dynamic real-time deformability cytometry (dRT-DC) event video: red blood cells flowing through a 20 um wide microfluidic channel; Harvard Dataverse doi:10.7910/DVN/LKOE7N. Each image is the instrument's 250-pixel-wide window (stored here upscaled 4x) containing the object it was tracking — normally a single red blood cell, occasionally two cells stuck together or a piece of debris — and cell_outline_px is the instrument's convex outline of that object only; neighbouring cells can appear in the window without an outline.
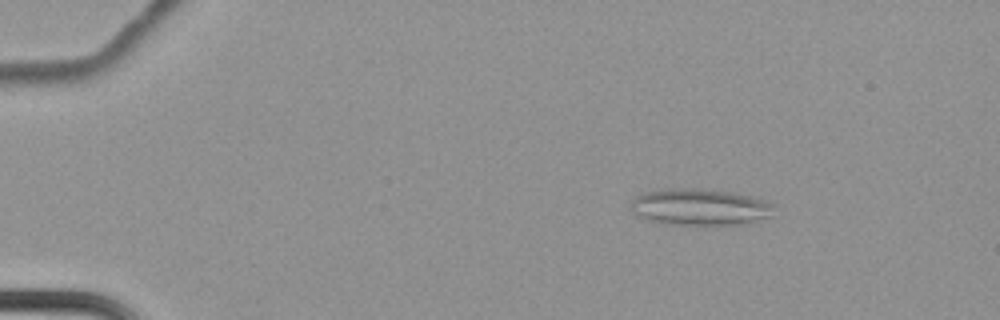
{"species": "common noctule bat (a hibernating species)", "species_latin": "Nyctalus noctula", "temperature_condition": "cold", "stored_images_in_passage": 66, "camera_frame_rate_fps": 3000, "um_per_image_px": 0.085, "animal": {"sex": "female", "body_mass_g": 22.7, "forearm_length_mm": 54.2}, "frame": {"image": 1, "passage_image": 13, "time_ms": 4.0, "image_size_px": [1000, 320], "cell_outline_px": [[776, 204], [772, 216], [740, 224], [668, 224], [648, 220], [636, 216], [628, 208], [632, 200], [640, 192], [664, 188], [700, 188], [732, 192], [764, 200]], "centroid_in_image_um": [59.43, 17.58], "position_along_channel_um": 25.6, "area_um2": 30.87}}
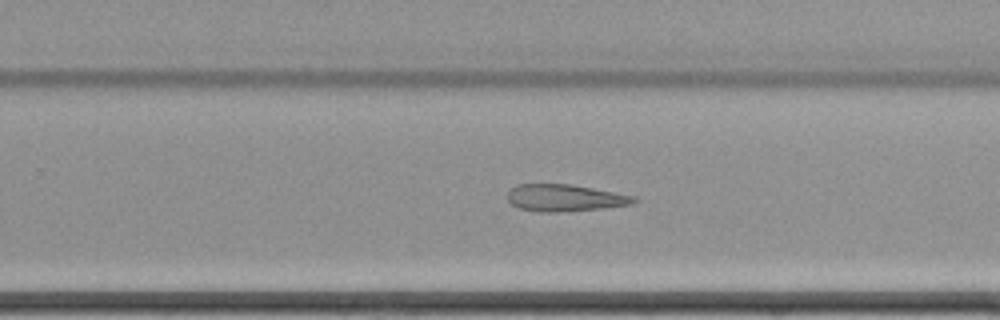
{"frame": {"image": 2, "passage_image": 45, "time_ms": 14.667, "image_size_px": [1000, 320], "cell_outline_px": [[640, 200], [632, 204], [600, 208], [556, 212], [536, 212], [520, 208], [512, 204], [508, 200], [508, 192], [516, 184], [572, 184], [636, 196]], "centroid_in_image_um": [48.03, 16.81], "position_along_channel_um": 281.8, "area_um2": 19.83}}
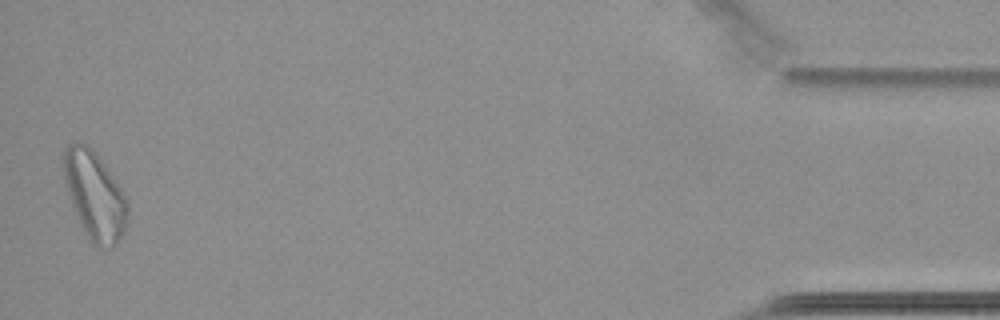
{"frame": {"image": 3, "passage_image": 65, "time_ms": 21.333, "image_size_px": [1000, 320], "cell_outline_px": [[128, 220], [124, 232], [116, 244], [112, 248], [100, 248], [88, 240], [72, 204], [64, 180], [60, 156], [64, 148], [68, 144], [88, 144], [96, 152], [128, 200]], "centroid_in_image_um": [8.03, 16.61], "position_along_channel_um": 427.2, "area_um2": 33.0}}